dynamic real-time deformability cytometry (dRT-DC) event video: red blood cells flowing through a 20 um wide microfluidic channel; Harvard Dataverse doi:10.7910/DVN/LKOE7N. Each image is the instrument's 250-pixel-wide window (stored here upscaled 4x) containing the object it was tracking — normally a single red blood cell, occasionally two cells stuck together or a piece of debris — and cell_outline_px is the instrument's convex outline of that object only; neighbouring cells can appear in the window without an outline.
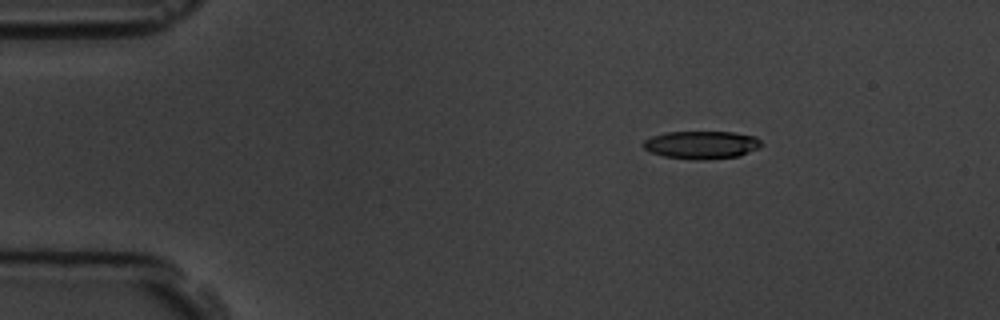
{"species": "common noctule bat (a hibernating species)", "species_latin": "Nyctalus noctula", "temperature_condition": "room temperature", "stored_images_in_passage": 3, "camera_frame_rate_fps": 3000, "um_per_image_px": 0.085, "animal": {"sex": "male", "body_mass_g": 19.5, "forearm_length_mm": 54.6}, "frame": {"image": 1, "passage_image": 1, "time_ms": 0.0, "image_size_px": [1000, 320], "cell_outline_px": [[764, 144], [760, 148], [740, 156], [708, 160], [692, 160], [664, 156], [652, 152], [644, 148], [644, 140], [652, 136], [668, 132], [736, 132], [756, 136]], "centroid_in_image_um": [59.71, 12.32], "position_along_channel_um": 25.3, "area_um2": 19.42}}